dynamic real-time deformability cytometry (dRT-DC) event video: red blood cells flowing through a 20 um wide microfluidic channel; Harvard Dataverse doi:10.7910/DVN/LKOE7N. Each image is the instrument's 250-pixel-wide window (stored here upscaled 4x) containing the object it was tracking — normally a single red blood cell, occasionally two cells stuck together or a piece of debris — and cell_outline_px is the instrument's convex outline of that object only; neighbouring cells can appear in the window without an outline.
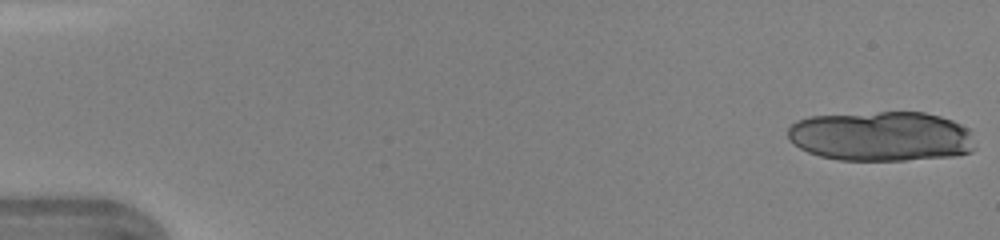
{"species": "human", "species_latin": "Homo sapiens", "temperature_condition": "warm", "stored_images_in_passage": 15, "camera_frame_rate_fps": 3000, "um_per_image_px": 0.085, "donor": {"sex": "female"}, "frame": {"image": 1, "passage_image": 1, "time_ms": 0.0, "image_size_px": [1000, 240], "cell_outline_px": [[976, 148], [972, 152], [956, 156], [904, 160], [840, 160], [820, 156], [808, 152], [800, 148], [788, 140], [788, 128], [796, 120], [808, 116], [880, 112], [924, 112], [940, 116], [952, 120], [972, 128]], "centroid_in_image_um": [74.96, 11.58], "position_along_channel_um": 10.0, "area_um2": 55.2}}